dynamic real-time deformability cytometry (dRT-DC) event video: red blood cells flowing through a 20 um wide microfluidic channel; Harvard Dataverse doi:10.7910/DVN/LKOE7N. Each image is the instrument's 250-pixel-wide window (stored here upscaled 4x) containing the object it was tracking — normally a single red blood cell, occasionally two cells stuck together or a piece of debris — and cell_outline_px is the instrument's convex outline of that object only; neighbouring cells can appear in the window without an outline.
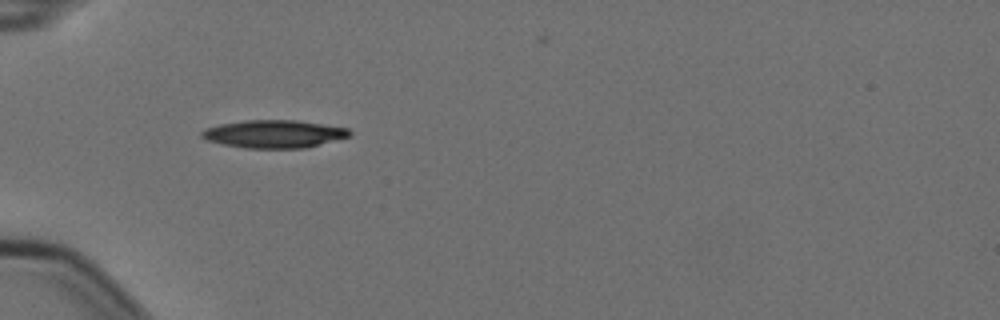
{"species": "Egyptian fruit bat (a non-hibernating species)", "species_latin": "Rousettus aegyptiacus", "temperature_condition": "cold", "stored_images_in_passage": 3, "camera_frame_rate_fps": 3000, "um_per_image_px": 0.085, "animal": {"sex": "female"}, "frame": {"image": 1, "passage_image": 1, "time_ms": 0.0, "image_size_px": [1000, 320], "cell_outline_px": [[352, 132], [348, 136], [304, 148], [244, 148], [224, 144], [208, 140], [200, 136], [200, 132], [204, 128], [220, 124], [244, 120], [296, 120], [348, 128]], "centroid_in_image_um": [23.24, 11.38], "position_along_channel_um": 61.8, "area_um2": 23.76}}
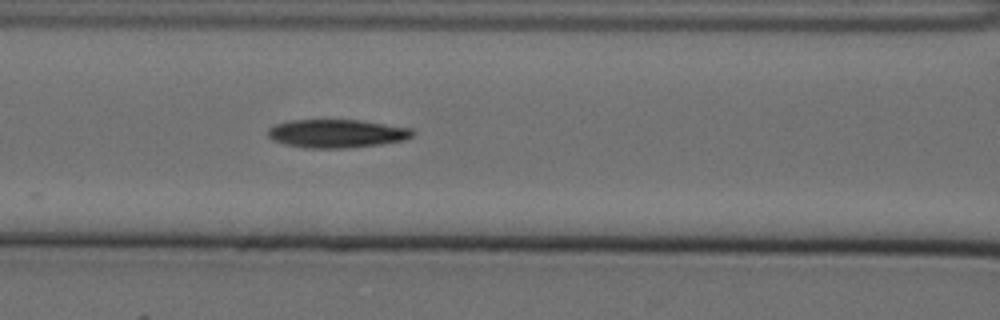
{"frame": {"image": 2, "passage_image": 3, "time_ms": 0.667, "image_size_px": [1000, 320], "cell_outline_px": [[416, 132], [412, 136], [404, 140], [380, 144], [348, 148], [308, 148], [288, 144], [272, 140], [268, 136], [268, 128], [276, 124], [292, 120], [364, 120], [412, 128]], "centroid_in_image_um": [28.67, 11.34], "position_along_channel_um": 137.9, "area_um2": 23.93}}